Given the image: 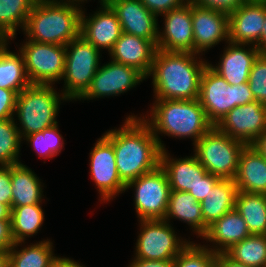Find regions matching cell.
I'll use <instances>...</instances> for the list:
<instances>
[{
  "label": "cell",
  "mask_w": 266,
  "mask_h": 267,
  "mask_svg": "<svg viewBox=\"0 0 266 267\" xmlns=\"http://www.w3.org/2000/svg\"><path fill=\"white\" fill-rule=\"evenodd\" d=\"M65 48L66 61L62 79L66 86L61 100H76L89 88L99 68L100 50L81 35L70 41Z\"/></svg>",
  "instance_id": "8"
},
{
  "label": "cell",
  "mask_w": 266,
  "mask_h": 267,
  "mask_svg": "<svg viewBox=\"0 0 266 267\" xmlns=\"http://www.w3.org/2000/svg\"><path fill=\"white\" fill-rule=\"evenodd\" d=\"M190 1L198 6L208 9L223 11L229 14L247 0H190Z\"/></svg>",
  "instance_id": "40"
},
{
  "label": "cell",
  "mask_w": 266,
  "mask_h": 267,
  "mask_svg": "<svg viewBox=\"0 0 266 267\" xmlns=\"http://www.w3.org/2000/svg\"><path fill=\"white\" fill-rule=\"evenodd\" d=\"M0 267H9V250H0Z\"/></svg>",
  "instance_id": "50"
},
{
  "label": "cell",
  "mask_w": 266,
  "mask_h": 267,
  "mask_svg": "<svg viewBox=\"0 0 266 267\" xmlns=\"http://www.w3.org/2000/svg\"><path fill=\"white\" fill-rule=\"evenodd\" d=\"M90 174L99 189L101 200L109 201L125 191V183L117 171L113 145L102 136L90 152Z\"/></svg>",
  "instance_id": "14"
},
{
  "label": "cell",
  "mask_w": 266,
  "mask_h": 267,
  "mask_svg": "<svg viewBox=\"0 0 266 267\" xmlns=\"http://www.w3.org/2000/svg\"><path fill=\"white\" fill-rule=\"evenodd\" d=\"M220 179L216 175L207 173L189 193L196 201L201 202Z\"/></svg>",
  "instance_id": "42"
},
{
  "label": "cell",
  "mask_w": 266,
  "mask_h": 267,
  "mask_svg": "<svg viewBox=\"0 0 266 267\" xmlns=\"http://www.w3.org/2000/svg\"><path fill=\"white\" fill-rule=\"evenodd\" d=\"M51 267H83V266H81L80 263L78 264V262L73 261L72 259L66 257L65 258L57 257L51 264Z\"/></svg>",
  "instance_id": "47"
},
{
  "label": "cell",
  "mask_w": 266,
  "mask_h": 267,
  "mask_svg": "<svg viewBox=\"0 0 266 267\" xmlns=\"http://www.w3.org/2000/svg\"><path fill=\"white\" fill-rule=\"evenodd\" d=\"M5 40L0 36V45L4 42Z\"/></svg>",
  "instance_id": "52"
},
{
  "label": "cell",
  "mask_w": 266,
  "mask_h": 267,
  "mask_svg": "<svg viewBox=\"0 0 266 267\" xmlns=\"http://www.w3.org/2000/svg\"><path fill=\"white\" fill-rule=\"evenodd\" d=\"M216 127L231 138L252 145L266 130V106L253 101L234 107Z\"/></svg>",
  "instance_id": "12"
},
{
  "label": "cell",
  "mask_w": 266,
  "mask_h": 267,
  "mask_svg": "<svg viewBox=\"0 0 266 267\" xmlns=\"http://www.w3.org/2000/svg\"><path fill=\"white\" fill-rule=\"evenodd\" d=\"M130 267H174V259L172 260H147L134 258Z\"/></svg>",
  "instance_id": "44"
},
{
  "label": "cell",
  "mask_w": 266,
  "mask_h": 267,
  "mask_svg": "<svg viewBox=\"0 0 266 267\" xmlns=\"http://www.w3.org/2000/svg\"><path fill=\"white\" fill-rule=\"evenodd\" d=\"M14 244L11 219L0 220V250H10Z\"/></svg>",
  "instance_id": "43"
},
{
  "label": "cell",
  "mask_w": 266,
  "mask_h": 267,
  "mask_svg": "<svg viewBox=\"0 0 266 267\" xmlns=\"http://www.w3.org/2000/svg\"><path fill=\"white\" fill-rule=\"evenodd\" d=\"M228 43L229 45L224 50L218 66L209 65L230 85L246 83L248 82L254 60L260 54V51L256 46L247 50L244 48V44Z\"/></svg>",
  "instance_id": "21"
},
{
  "label": "cell",
  "mask_w": 266,
  "mask_h": 267,
  "mask_svg": "<svg viewBox=\"0 0 266 267\" xmlns=\"http://www.w3.org/2000/svg\"><path fill=\"white\" fill-rule=\"evenodd\" d=\"M216 267H249V266L234 261L226 253H217Z\"/></svg>",
  "instance_id": "45"
},
{
  "label": "cell",
  "mask_w": 266,
  "mask_h": 267,
  "mask_svg": "<svg viewBox=\"0 0 266 267\" xmlns=\"http://www.w3.org/2000/svg\"><path fill=\"white\" fill-rule=\"evenodd\" d=\"M174 267H216V253L190 242L174 259Z\"/></svg>",
  "instance_id": "36"
},
{
  "label": "cell",
  "mask_w": 266,
  "mask_h": 267,
  "mask_svg": "<svg viewBox=\"0 0 266 267\" xmlns=\"http://www.w3.org/2000/svg\"><path fill=\"white\" fill-rule=\"evenodd\" d=\"M131 187H135L134 203L140 220L165 218L171 188L161 165L127 183L125 190Z\"/></svg>",
  "instance_id": "9"
},
{
  "label": "cell",
  "mask_w": 266,
  "mask_h": 267,
  "mask_svg": "<svg viewBox=\"0 0 266 267\" xmlns=\"http://www.w3.org/2000/svg\"><path fill=\"white\" fill-rule=\"evenodd\" d=\"M266 19V0H247L229 13V42L257 46ZM249 43V44H248Z\"/></svg>",
  "instance_id": "15"
},
{
  "label": "cell",
  "mask_w": 266,
  "mask_h": 267,
  "mask_svg": "<svg viewBox=\"0 0 266 267\" xmlns=\"http://www.w3.org/2000/svg\"><path fill=\"white\" fill-rule=\"evenodd\" d=\"M177 218L187 222L199 236H203L208 229L204 223L201 203L189 193L171 190L164 220Z\"/></svg>",
  "instance_id": "27"
},
{
  "label": "cell",
  "mask_w": 266,
  "mask_h": 267,
  "mask_svg": "<svg viewBox=\"0 0 266 267\" xmlns=\"http://www.w3.org/2000/svg\"><path fill=\"white\" fill-rule=\"evenodd\" d=\"M196 53L157 49L149 76L156 100H193L200 94V79L208 64L195 60Z\"/></svg>",
  "instance_id": "2"
},
{
  "label": "cell",
  "mask_w": 266,
  "mask_h": 267,
  "mask_svg": "<svg viewBox=\"0 0 266 267\" xmlns=\"http://www.w3.org/2000/svg\"><path fill=\"white\" fill-rule=\"evenodd\" d=\"M140 221L142 229L136 243L135 258L172 260L190 243L176 237L173 228L164 219Z\"/></svg>",
  "instance_id": "11"
},
{
  "label": "cell",
  "mask_w": 266,
  "mask_h": 267,
  "mask_svg": "<svg viewBox=\"0 0 266 267\" xmlns=\"http://www.w3.org/2000/svg\"><path fill=\"white\" fill-rule=\"evenodd\" d=\"M234 180L237 191L266 194V160L251 145L240 153Z\"/></svg>",
  "instance_id": "22"
},
{
  "label": "cell",
  "mask_w": 266,
  "mask_h": 267,
  "mask_svg": "<svg viewBox=\"0 0 266 267\" xmlns=\"http://www.w3.org/2000/svg\"><path fill=\"white\" fill-rule=\"evenodd\" d=\"M195 155L208 173L221 179H233L241 151L246 144L231 138L213 126L195 144Z\"/></svg>",
  "instance_id": "7"
},
{
  "label": "cell",
  "mask_w": 266,
  "mask_h": 267,
  "mask_svg": "<svg viewBox=\"0 0 266 267\" xmlns=\"http://www.w3.org/2000/svg\"><path fill=\"white\" fill-rule=\"evenodd\" d=\"M35 3L36 0H0V36L5 41L14 38L18 26L24 30Z\"/></svg>",
  "instance_id": "30"
},
{
  "label": "cell",
  "mask_w": 266,
  "mask_h": 267,
  "mask_svg": "<svg viewBox=\"0 0 266 267\" xmlns=\"http://www.w3.org/2000/svg\"><path fill=\"white\" fill-rule=\"evenodd\" d=\"M122 33L121 24L107 3H103L101 10L91 18H86L82 11L80 35L98 50L102 48L110 52Z\"/></svg>",
  "instance_id": "19"
},
{
  "label": "cell",
  "mask_w": 266,
  "mask_h": 267,
  "mask_svg": "<svg viewBox=\"0 0 266 267\" xmlns=\"http://www.w3.org/2000/svg\"><path fill=\"white\" fill-rule=\"evenodd\" d=\"M229 14L198 6L192 2L194 53L200 54L221 40L229 41Z\"/></svg>",
  "instance_id": "17"
},
{
  "label": "cell",
  "mask_w": 266,
  "mask_h": 267,
  "mask_svg": "<svg viewBox=\"0 0 266 267\" xmlns=\"http://www.w3.org/2000/svg\"><path fill=\"white\" fill-rule=\"evenodd\" d=\"M84 2V0H66V1H64V2H66V3H69V4H75V5H77L75 2H78V5L80 4L79 2ZM87 1V0H86ZM100 3H101V5L103 4V3H105V0H101L100 1Z\"/></svg>",
  "instance_id": "51"
},
{
  "label": "cell",
  "mask_w": 266,
  "mask_h": 267,
  "mask_svg": "<svg viewBox=\"0 0 266 267\" xmlns=\"http://www.w3.org/2000/svg\"><path fill=\"white\" fill-rule=\"evenodd\" d=\"M52 86L31 84L17 95L15 111L22 125L18 127L21 138L57 125L61 95Z\"/></svg>",
  "instance_id": "5"
},
{
  "label": "cell",
  "mask_w": 266,
  "mask_h": 267,
  "mask_svg": "<svg viewBox=\"0 0 266 267\" xmlns=\"http://www.w3.org/2000/svg\"><path fill=\"white\" fill-rule=\"evenodd\" d=\"M156 51L157 44L154 41L122 33L109 53L112 61L135 68L147 77Z\"/></svg>",
  "instance_id": "20"
},
{
  "label": "cell",
  "mask_w": 266,
  "mask_h": 267,
  "mask_svg": "<svg viewBox=\"0 0 266 267\" xmlns=\"http://www.w3.org/2000/svg\"><path fill=\"white\" fill-rule=\"evenodd\" d=\"M235 209L246 222L250 234L266 235V194L238 191Z\"/></svg>",
  "instance_id": "29"
},
{
  "label": "cell",
  "mask_w": 266,
  "mask_h": 267,
  "mask_svg": "<svg viewBox=\"0 0 266 267\" xmlns=\"http://www.w3.org/2000/svg\"><path fill=\"white\" fill-rule=\"evenodd\" d=\"M266 160V130L251 145Z\"/></svg>",
  "instance_id": "46"
},
{
  "label": "cell",
  "mask_w": 266,
  "mask_h": 267,
  "mask_svg": "<svg viewBox=\"0 0 266 267\" xmlns=\"http://www.w3.org/2000/svg\"><path fill=\"white\" fill-rule=\"evenodd\" d=\"M142 4L156 16L182 7L188 0H140Z\"/></svg>",
  "instance_id": "38"
},
{
  "label": "cell",
  "mask_w": 266,
  "mask_h": 267,
  "mask_svg": "<svg viewBox=\"0 0 266 267\" xmlns=\"http://www.w3.org/2000/svg\"><path fill=\"white\" fill-rule=\"evenodd\" d=\"M199 101L208 120L216 126L234 107L255 101L248 82L230 85L209 63L200 79Z\"/></svg>",
  "instance_id": "6"
},
{
  "label": "cell",
  "mask_w": 266,
  "mask_h": 267,
  "mask_svg": "<svg viewBox=\"0 0 266 267\" xmlns=\"http://www.w3.org/2000/svg\"><path fill=\"white\" fill-rule=\"evenodd\" d=\"M164 31L158 32L157 49L169 52L194 53L192 2L168 11L164 15Z\"/></svg>",
  "instance_id": "16"
},
{
  "label": "cell",
  "mask_w": 266,
  "mask_h": 267,
  "mask_svg": "<svg viewBox=\"0 0 266 267\" xmlns=\"http://www.w3.org/2000/svg\"><path fill=\"white\" fill-rule=\"evenodd\" d=\"M250 234L246 222L236 209L223 215L221 218L212 223L202 238L216 243L215 249L211 251L217 253H225L234 244L244 240Z\"/></svg>",
  "instance_id": "24"
},
{
  "label": "cell",
  "mask_w": 266,
  "mask_h": 267,
  "mask_svg": "<svg viewBox=\"0 0 266 267\" xmlns=\"http://www.w3.org/2000/svg\"><path fill=\"white\" fill-rule=\"evenodd\" d=\"M60 1H36L24 28L29 40L66 46L80 36L81 8Z\"/></svg>",
  "instance_id": "4"
},
{
  "label": "cell",
  "mask_w": 266,
  "mask_h": 267,
  "mask_svg": "<svg viewBox=\"0 0 266 267\" xmlns=\"http://www.w3.org/2000/svg\"><path fill=\"white\" fill-rule=\"evenodd\" d=\"M41 182L36 174L22 163L11 165V209L24 205L40 204Z\"/></svg>",
  "instance_id": "26"
},
{
  "label": "cell",
  "mask_w": 266,
  "mask_h": 267,
  "mask_svg": "<svg viewBox=\"0 0 266 267\" xmlns=\"http://www.w3.org/2000/svg\"><path fill=\"white\" fill-rule=\"evenodd\" d=\"M248 85L255 101L266 106V54H259L250 70Z\"/></svg>",
  "instance_id": "37"
},
{
  "label": "cell",
  "mask_w": 266,
  "mask_h": 267,
  "mask_svg": "<svg viewBox=\"0 0 266 267\" xmlns=\"http://www.w3.org/2000/svg\"><path fill=\"white\" fill-rule=\"evenodd\" d=\"M225 253L246 266L266 267V235L251 234Z\"/></svg>",
  "instance_id": "33"
},
{
  "label": "cell",
  "mask_w": 266,
  "mask_h": 267,
  "mask_svg": "<svg viewBox=\"0 0 266 267\" xmlns=\"http://www.w3.org/2000/svg\"><path fill=\"white\" fill-rule=\"evenodd\" d=\"M261 54H266V19L262 29V34L258 45L256 46Z\"/></svg>",
  "instance_id": "48"
},
{
  "label": "cell",
  "mask_w": 266,
  "mask_h": 267,
  "mask_svg": "<svg viewBox=\"0 0 266 267\" xmlns=\"http://www.w3.org/2000/svg\"><path fill=\"white\" fill-rule=\"evenodd\" d=\"M3 219H11V209L7 205L0 203V220Z\"/></svg>",
  "instance_id": "49"
},
{
  "label": "cell",
  "mask_w": 266,
  "mask_h": 267,
  "mask_svg": "<svg viewBox=\"0 0 266 267\" xmlns=\"http://www.w3.org/2000/svg\"><path fill=\"white\" fill-rule=\"evenodd\" d=\"M44 212L40 204L24 205L11 209L12 236L16 242H24L25 237L33 236L42 226Z\"/></svg>",
  "instance_id": "32"
},
{
  "label": "cell",
  "mask_w": 266,
  "mask_h": 267,
  "mask_svg": "<svg viewBox=\"0 0 266 267\" xmlns=\"http://www.w3.org/2000/svg\"><path fill=\"white\" fill-rule=\"evenodd\" d=\"M24 139L31 143L37 151L39 157L53 158L61 152L63 148V138L59 134L58 124L43 131L32 133L25 136Z\"/></svg>",
  "instance_id": "35"
},
{
  "label": "cell",
  "mask_w": 266,
  "mask_h": 267,
  "mask_svg": "<svg viewBox=\"0 0 266 267\" xmlns=\"http://www.w3.org/2000/svg\"><path fill=\"white\" fill-rule=\"evenodd\" d=\"M169 157L166 150H162L160 165L167 174L171 190L189 192L208 173L195 154L179 160Z\"/></svg>",
  "instance_id": "23"
},
{
  "label": "cell",
  "mask_w": 266,
  "mask_h": 267,
  "mask_svg": "<svg viewBox=\"0 0 266 267\" xmlns=\"http://www.w3.org/2000/svg\"><path fill=\"white\" fill-rule=\"evenodd\" d=\"M36 1H54V0H36Z\"/></svg>",
  "instance_id": "53"
},
{
  "label": "cell",
  "mask_w": 266,
  "mask_h": 267,
  "mask_svg": "<svg viewBox=\"0 0 266 267\" xmlns=\"http://www.w3.org/2000/svg\"><path fill=\"white\" fill-rule=\"evenodd\" d=\"M115 12L123 33L152 40L157 44L158 22L140 0H109L106 2Z\"/></svg>",
  "instance_id": "18"
},
{
  "label": "cell",
  "mask_w": 266,
  "mask_h": 267,
  "mask_svg": "<svg viewBox=\"0 0 266 267\" xmlns=\"http://www.w3.org/2000/svg\"><path fill=\"white\" fill-rule=\"evenodd\" d=\"M22 242H16L9 250V267H51L57 258L53 256L52 243L47 240L17 251L15 248Z\"/></svg>",
  "instance_id": "31"
},
{
  "label": "cell",
  "mask_w": 266,
  "mask_h": 267,
  "mask_svg": "<svg viewBox=\"0 0 266 267\" xmlns=\"http://www.w3.org/2000/svg\"><path fill=\"white\" fill-rule=\"evenodd\" d=\"M7 41L0 45V88L13 90L17 95L30 86V82L24 57L10 52L7 49Z\"/></svg>",
  "instance_id": "28"
},
{
  "label": "cell",
  "mask_w": 266,
  "mask_h": 267,
  "mask_svg": "<svg viewBox=\"0 0 266 267\" xmlns=\"http://www.w3.org/2000/svg\"><path fill=\"white\" fill-rule=\"evenodd\" d=\"M0 203L11 209V166L9 165H0Z\"/></svg>",
  "instance_id": "39"
},
{
  "label": "cell",
  "mask_w": 266,
  "mask_h": 267,
  "mask_svg": "<svg viewBox=\"0 0 266 267\" xmlns=\"http://www.w3.org/2000/svg\"><path fill=\"white\" fill-rule=\"evenodd\" d=\"M153 105L151 118L142 119L150 127L162 150L165 147L157 135L159 132L172 137L193 138L195 144L214 126L208 120L199 99L156 100Z\"/></svg>",
  "instance_id": "3"
},
{
  "label": "cell",
  "mask_w": 266,
  "mask_h": 267,
  "mask_svg": "<svg viewBox=\"0 0 266 267\" xmlns=\"http://www.w3.org/2000/svg\"><path fill=\"white\" fill-rule=\"evenodd\" d=\"M237 187L233 179H220L200 202L204 223L209 227L235 209Z\"/></svg>",
  "instance_id": "25"
},
{
  "label": "cell",
  "mask_w": 266,
  "mask_h": 267,
  "mask_svg": "<svg viewBox=\"0 0 266 267\" xmlns=\"http://www.w3.org/2000/svg\"><path fill=\"white\" fill-rule=\"evenodd\" d=\"M145 78L137 69L111 61L98 68L89 88L79 99L116 96L135 87Z\"/></svg>",
  "instance_id": "13"
},
{
  "label": "cell",
  "mask_w": 266,
  "mask_h": 267,
  "mask_svg": "<svg viewBox=\"0 0 266 267\" xmlns=\"http://www.w3.org/2000/svg\"><path fill=\"white\" fill-rule=\"evenodd\" d=\"M14 118L0 120V164H19L21 136Z\"/></svg>",
  "instance_id": "34"
},
{
  "label": "cell",
  "mask_w": 266,
  "mask_h": 267,
  "mask_svg": "<svg viewBox=\"0 0 266 267\" xmlns=\"http://www.w3.org/2000/svg\"><path fill=\"white\" fill-rule=\"evenodd\" d=\"M103 136L113 145L117 171L125 184L160 165L162 149L142 118L130 115L120 129Z\"/></svg>",
  "instance_id": "1"
},
{
  "label": "cell",
  "mask_w": 266,
  "mask_h": 267,
  "mask_svg": "<svg viewBox=\"0 0 266 267\" xmlns=\"http://www.w3.org/2000/svg\"><path fill=\"white\" fill-rule=\"evenodd\" d=\"M32 84L52 85L61 80L66 61L65 45L26 41L19 50Z\"/></svg>",
  "instance_id": "10"
},
{
  "label": "cell",
  "mask_w": 266,
  "mask_h": 267,
  "mask_svg": "<svg viewBox=\"0 0 266 267\" xmlns=\"http://www.w3.org/2000/svg\"><path fill=\"white\" fill-rule=\"evenodd\" d=\"M17 94L13 90L0 88V120L13 118Z\"/></svg>",
  "instance_id": "41"
}]
</instances>
